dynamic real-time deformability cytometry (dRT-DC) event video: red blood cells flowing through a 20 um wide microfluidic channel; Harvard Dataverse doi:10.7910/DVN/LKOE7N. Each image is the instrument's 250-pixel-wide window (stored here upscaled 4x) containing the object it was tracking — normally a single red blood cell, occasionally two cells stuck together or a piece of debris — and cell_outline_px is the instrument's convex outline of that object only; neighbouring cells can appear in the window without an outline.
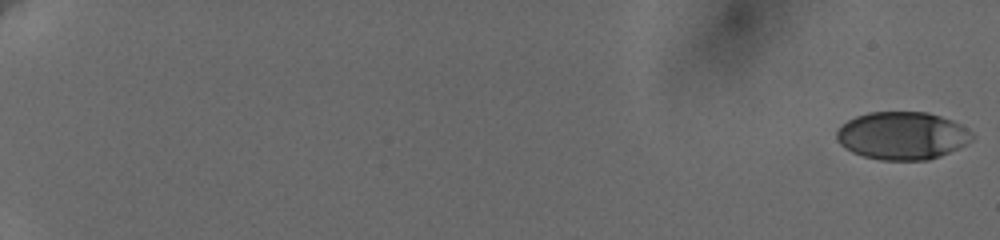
{"species": "human", "species_latin": "Homo sapiens", "temperature_condition": "cold", "stored_images_in_passage": 47, "camera_frame_rate_fps": 3000, "um_per_image_px": 0.085, "donor": {"sex": "female"}, "frame": {"image": 1, "passage_image": 1, "time_ms": 0.0, "image_size_px": [1000, 240], "cell_outline_px": [[976, 136], [968, 144], [960, 148], [940, 156], [928, 160], [880, 160], [864, 156], [852, 152], [844, 148], [836, 140], [836, 132], [848, 120], [856, 116], [868, 112], [928, 112], [952, 120], [960, 124], [972, 132]], "centroid_in_image_um": [76.72, 11.54], "position_along_channel_um": 8.3, "area_um2": 37.97}}
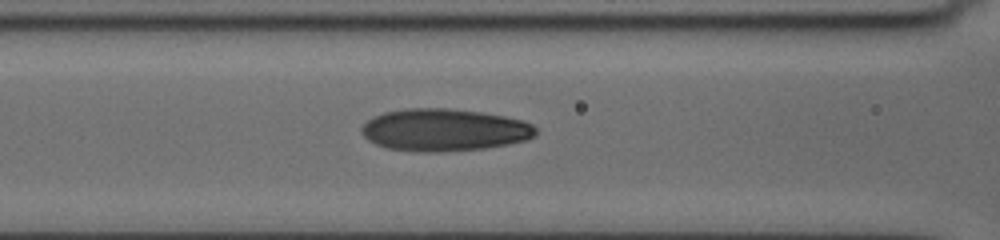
{"frame": {"image": 2, "passage_image": 40, "time_ms": 9.667, "image_size_px": [1000, 240], "cell_outline_px": [[536, 136], [524, 140], [508, 144], [484, 148], [436, 152], [416, 152], [388, 148], [376, 144], [368, 140], [360, 132], [360, 128], [368, 120], [384, 112], [404, 108], [448, 108], [484, 112], [524, 120], [532, 124], [536, 128]], "centroid_in_image_um": [37.76, 11.04], "position_along_channel_um": 128.8, "area_um2": 43.12}}
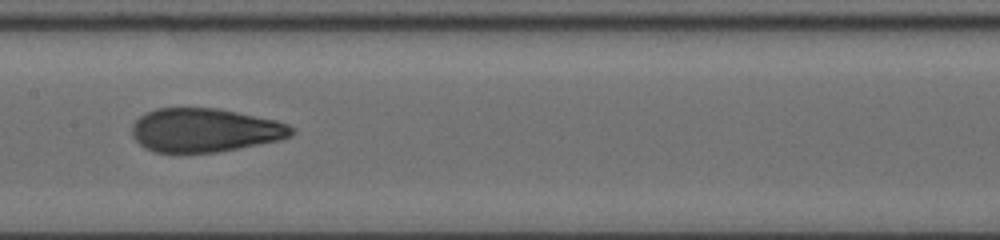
{"frame": {"image": 3, "passage_image": 46, "time_ms": 11.333, "image_size_px": [1000, 240], "cell_outline_px": [[292, 136], [280, 140], [216, 152], [152, 152], [144, 148], [132, 136], [132, 124], [140, 116], [156, 108], [216, 108], [276, 120], [288, 124], [292, 128]], "centroid_in_image_um": [17.38, 11.06], "position_along_channel_um": 190.0, "area_um2": 40.4}}